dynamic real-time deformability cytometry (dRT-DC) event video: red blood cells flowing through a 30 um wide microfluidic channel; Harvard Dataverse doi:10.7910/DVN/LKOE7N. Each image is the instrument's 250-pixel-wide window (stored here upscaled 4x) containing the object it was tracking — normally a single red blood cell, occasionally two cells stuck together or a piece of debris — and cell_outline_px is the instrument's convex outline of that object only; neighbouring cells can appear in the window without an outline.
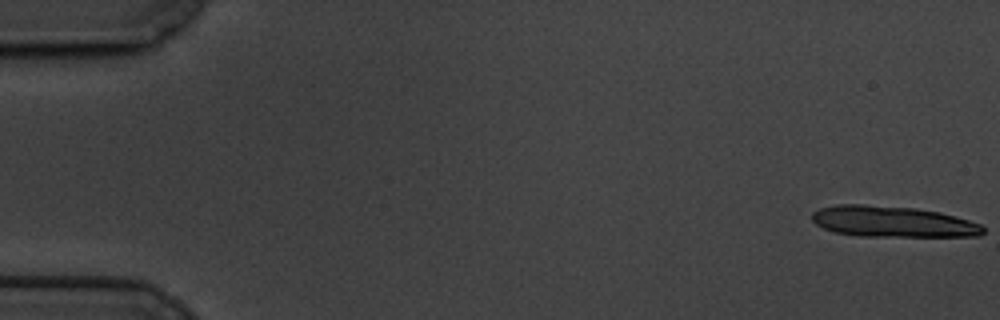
{"species": "common noctule bat (a hibernating species)", "species_latin": "Nyctalus noctula", "temperature_condition": "cold", "stored_images_in_passage": 16, "camera_frame_rate_fps": 3000, "um_per_image_px": 0.085, "animal": {"sex": "male", "body_mass_g": 19.5, "forearm_length_mm": 54.6}, "frame": {"image": 1, "passage_image": 1, "time_ms": 0.0, "image_size_px": [1000, 320], "cell_outline_px": [[984, 232], [980, 236], [856, 236], [836, 232], [824, 228], [816, 224], [812, 220], [812, 212], [820, 208], [836, 204], [864, 204], [916, 208], [940, 212], [956, 216], [980, 224], [984, 228]], "centroid_in_image_um": [75.86, 18.83], "position_along_channel_um": 9.1, "area_um2": 30.98}}